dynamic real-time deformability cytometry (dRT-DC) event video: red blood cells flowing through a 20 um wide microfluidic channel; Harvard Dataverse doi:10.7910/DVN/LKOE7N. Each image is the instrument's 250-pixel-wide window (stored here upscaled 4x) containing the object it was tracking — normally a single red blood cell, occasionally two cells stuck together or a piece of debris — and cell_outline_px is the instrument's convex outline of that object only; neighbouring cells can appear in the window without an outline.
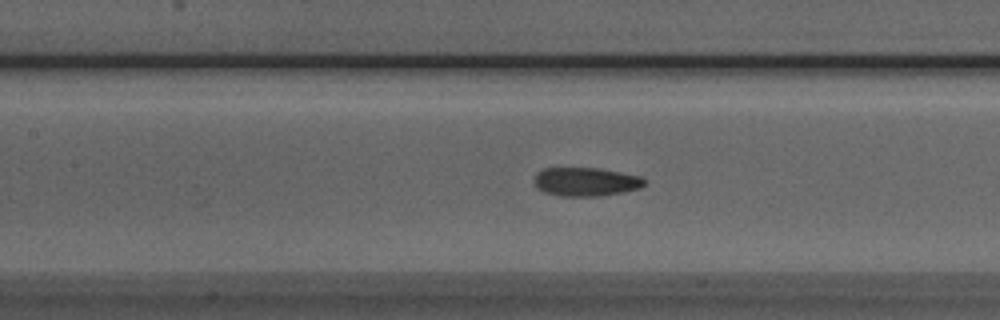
{"species": "Egyptian fruit bat (a non-hibernating species)", "species_latin": "Rousettus aegyptiacus", "temperature_condition": "room temperature", "stored_images_in_passage": 32, "camera_frame_rate_fps": 3000, "um_per_image_px": 0.085, "animal": {"sex": "male"}, "frame": {"image": 1, "passage_image": 10, "time_ms": 3.0, "image_size_px": [1000, 320], "cell_outline_px": [[644, 184], [640, 188], [624, 192], [600, 196], [560, 196], [544, 192], [536, 188], [532, 180], [536, 172], [544, 168], [596, 168], [640, 176], [644, 180]], "centroid_in_image_um": [49.72, 15.46], "position_along_channel_um": 157.7, "area_um2": 18.5}}
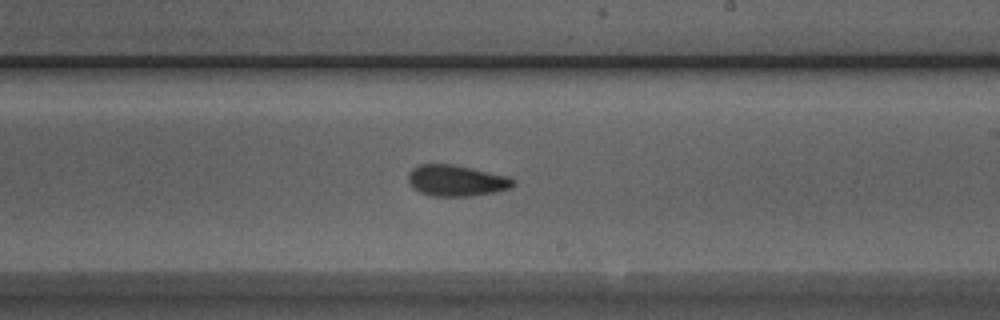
{"frame": {"image": 2, "passage_image": 17, "time_ms": 5.333, "image_size_px": [1000, 320], "cell_outline_px": [[516, 184], [512, 188], [496, 192], [468, 196], [432, 196], [420, 192], [412, 188], [408, 180], [408, 172], [412, 168], [420, 164], [452, 164], [508, 176], [516, 180]], "centroid_in_image_um": [38.8, 15.35], "position_along_channel_um": 250.2, "area_um2": 19.19}}
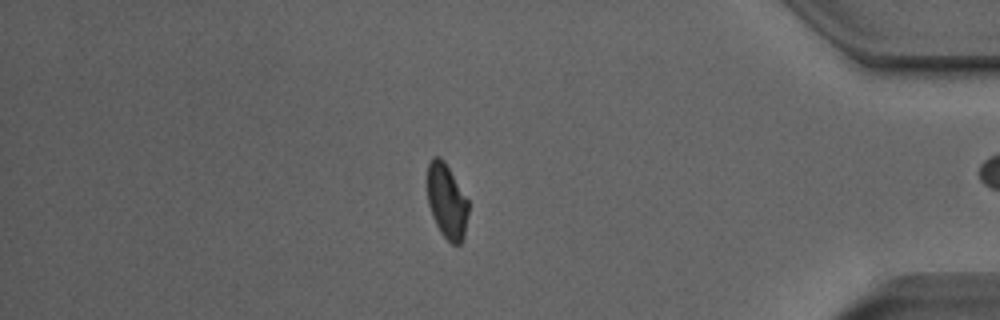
{"frame": {"image": 3, "passage_image": 31, "time_ms": 10.0, "image_size_px": [1000, 320], "cell_outline_px": [[468, 212], [464, 236], [460, 244], [452, 244], [440, 232], [432, 216], [428, 204], [428, 164], [432, 156], [440, 156], [444, 160], [468, 200]], "centroid_in_image_um": [37.97, 17.09], "position_along_channel_um": 397.2, "area_um2": 17.74}, "authors_computed_cell_mechanics": {"area_um2": 18.9873, "velocity_mm_per_s": 3.9857, "shape_relaxation_time_tau1_ms": 5.1685, "shape_relaxation_time_tau2_ms": 1.9775, "deformation_change_tau1": 0.1226, "deformation_change_tau2": 0.0844}}